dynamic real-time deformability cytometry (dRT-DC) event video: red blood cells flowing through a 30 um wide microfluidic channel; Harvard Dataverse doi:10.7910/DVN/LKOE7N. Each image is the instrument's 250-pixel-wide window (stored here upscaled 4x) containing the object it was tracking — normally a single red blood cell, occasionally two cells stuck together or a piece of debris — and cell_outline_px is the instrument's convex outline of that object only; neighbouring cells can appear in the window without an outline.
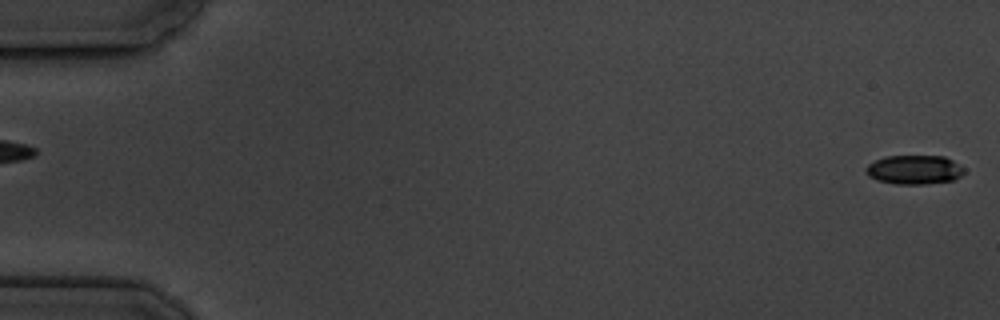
{"species": "common noctule bat (a hibernating species)", "species_latin": "Nyctalus noctula", "temperature_condition": "cold", "stored_images_in_passage": 6, "segment_of_instrument_passage": [2, 2], "camera_frame_rate_fps": 3000, "um_per_image_px": 0.085, "animal": {"sex": "male", "body_mass_g": 19.5, "forearm_length_mm": 54.6}, "frame": {"image": 1, "passage_image": 6, "time_ms": 6.0, "image_size_px": [1000, 320], "cell_outline_px": [[964, 172], [960, 176], [952, 180], [924, 184], [896, 184], [876, 180], [868, 176], [864, 172], [864, 168], [868, 164], [884, 156], [944, 156], [952, 160], [964, 168]], "centroid_in_image_um": [77.66, 14.42], "position_along_channel_um": 7.3, "area_um2": 16.7}}